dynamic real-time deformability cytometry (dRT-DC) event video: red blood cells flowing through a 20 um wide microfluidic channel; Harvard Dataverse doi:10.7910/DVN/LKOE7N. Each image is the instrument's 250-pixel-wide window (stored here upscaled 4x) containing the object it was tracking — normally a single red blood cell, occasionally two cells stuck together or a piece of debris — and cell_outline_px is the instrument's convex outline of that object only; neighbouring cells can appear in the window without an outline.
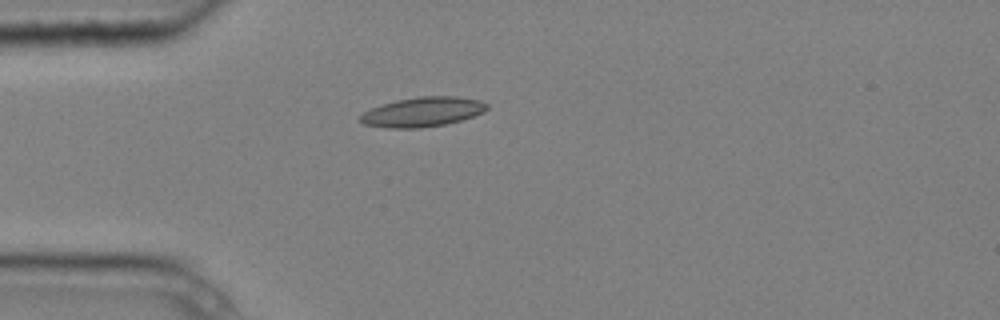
{"species": "common noctule bat (a hibernating species)", "species_latin": "Nyctalus noctula", "temperature_condition": "cold", "stored_images_in_passage": 5, "camera_frame_rate_fps": 3000, "um_per_image_px": 0.085, "animal": {"sex": "male", "body_mass_g": 20.4}, "frame": {"image": 1, "passage_image": 5, "time_ms": 1.333, "image_size_px": [1000, 320], "cell_outline_px": [[488, 108], [484, 112], [460, 120], [444, 124], [420, 128], [388, 128], [364, 124], [360, 120], [360, 116], [364, 112], [372, 108], [396, 100], [420, 96], [456, 96], [480, 100], [488, 104]], "centroid_in_image_um": [35.94, 9.51], "position_along_channel_um": 49.1, "area_um2": 21.68}}